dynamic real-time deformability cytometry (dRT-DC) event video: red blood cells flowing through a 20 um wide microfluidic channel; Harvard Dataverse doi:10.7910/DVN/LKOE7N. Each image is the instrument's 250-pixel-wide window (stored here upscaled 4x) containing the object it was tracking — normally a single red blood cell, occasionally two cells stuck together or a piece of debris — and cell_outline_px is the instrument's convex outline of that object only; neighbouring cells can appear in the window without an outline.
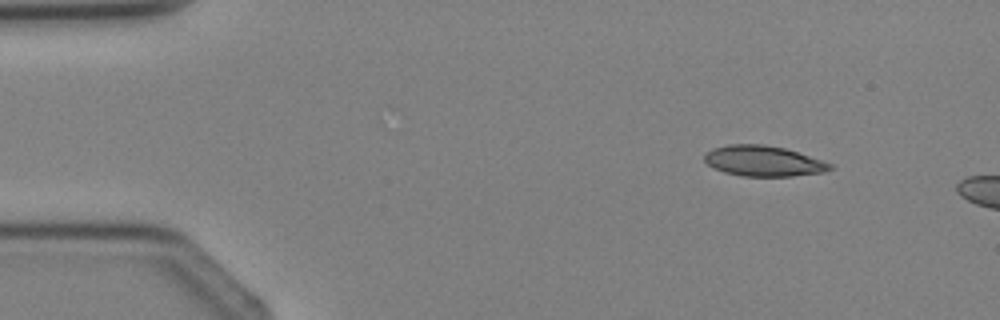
{"species": "Egyptian fruit bat (a non-hibernating species)", "species_latin": "Rousettus aegyptiacus", "temperature_condition": "cold", "stored_images_in_passage": 3, "camera_frame_rate_fps": 3000, "um_per_image_px": 0.085, "animal": {"sex": "female"}, "frame": {"image": 1, "passage_image": 1, "time_ms": 0.0, "image_size_px": [1000, 320], "cell_outline_px": [[832, 168], [824, 172], [792, 176], [740, 176], [724, 172], [712, 168], [704, 160], [704, 156], [712, 148], [728, 144], [764, 144], [784, 148], [832, 164]], "centroid_in_image_um": [64.83, 13.69], "position_along_channel_um": 20.2, "area_um2": 22.2}}
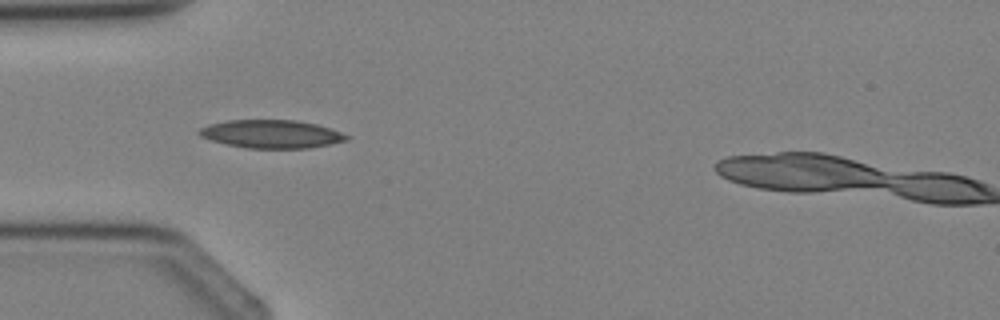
{"frame": {"image": 2, "passage_image": 3, "time_ms": 2.333, "image_size_px": [1000, 320], "cell_outline_px": [[348, 140], [308, 148], [248, 148], [228, 144], [212, 140], [200, 136], [196, 132], [200, 128], [208, 124], [228, 120], [296, 120], [316, 124], [340, 132], [348, 136]], "centroid_in_image_um": [23.03, 11.38], "position_along_channel_um": 62.0, "area_um2": 23.93}}